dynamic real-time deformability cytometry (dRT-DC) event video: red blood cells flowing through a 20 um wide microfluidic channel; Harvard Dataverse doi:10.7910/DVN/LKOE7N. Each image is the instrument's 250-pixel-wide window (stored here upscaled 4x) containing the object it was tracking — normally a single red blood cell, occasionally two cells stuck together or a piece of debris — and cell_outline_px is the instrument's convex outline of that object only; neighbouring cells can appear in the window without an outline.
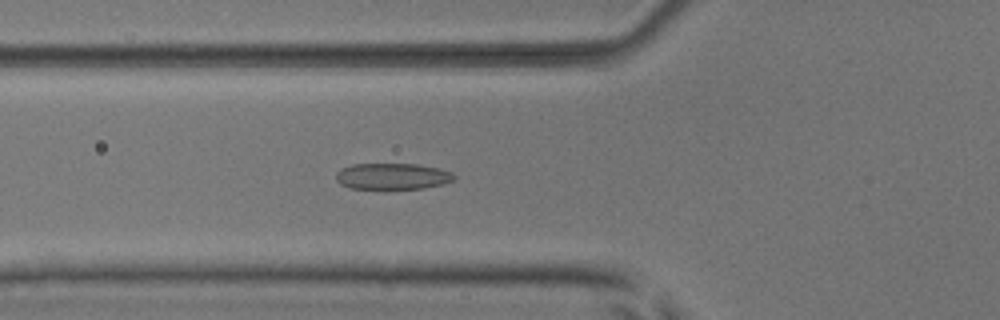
{"species": "common noctule bat (a hibernating species)", "species_latin": "Nyctalus noctula", "temperature_condition": "room temperature", "stored_images_in_passage": 53, "camera_frame_rate_fps": 3000, "um_per_image_px": 0.085, "animal": {"sex": "male", "body_mass_g": 17.9, "forearm_length_mm": 54.2}, "frame": {"image": 1, "passage_image": 20, "time_ms": 6.333, "image_size_px": [1000, 320], "cell_outline_px": [[456, 176], [452, 180], [444, 184], [424, 188], [348, 188], [340, 184], [336, 180], [336, 172], [340, 168], [352, 164], [416, 164], [440, 168], [452, 172]], "centroid_in_image_um": [33.34, 14.97], "position_along_channel_um": 92.5, "area_um2": 18.09}}
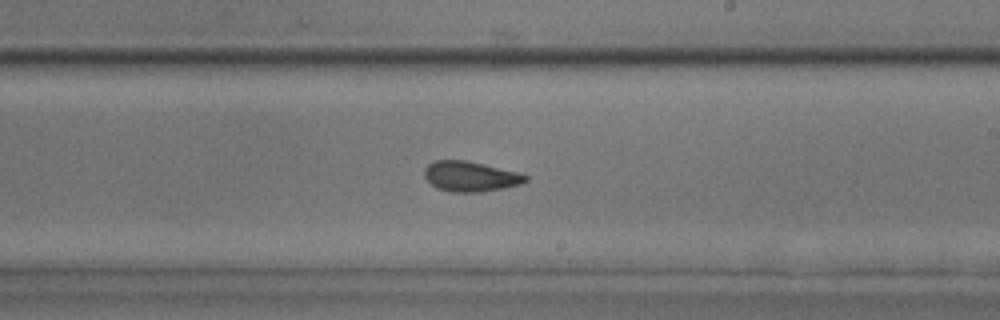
{"frame": {"image": 2, "passage_image": 32, "time_ms": 10.333, "image_size_px": [1000, 320], "cell_outline_px": [[528, 180], [520, 184], [504, 188], [480, 192], [452, 192], [436, 188], [424, 176], [424, 168], [428, 164], [436, 160], [464, 160], [516, 172], [528, 176]], "centroid_in_image_um": [39.95, 15.0], "position_along_channel_um": 249.0, "area_um2": 17.57}}
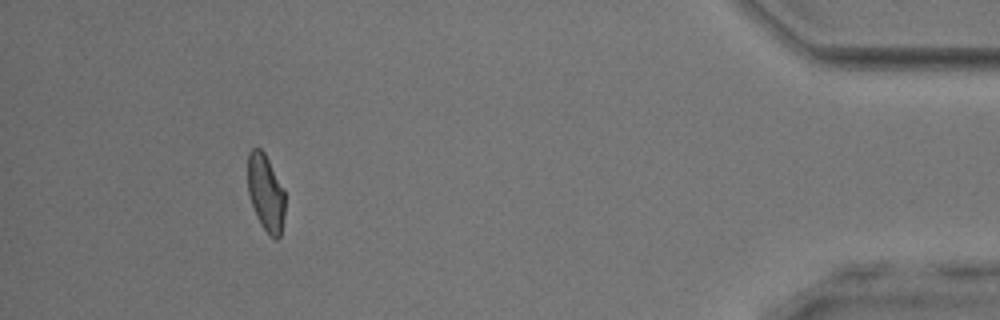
{"frame": {"image": 3, "passage_image": 49, "time_ms": 16.0, "image_size_px": [1000, 320], "cell_outline_px": [[284, 216], [280, 236], [276, 240], [268, 236], [260, 224], [256, 216], [248, 192], [248, 152], [252, 148], [260, 148], [264, 152], [284, 188]], "centroid_in_image_um": [22.59, 16.41], "position_along_channel_um": 412.6, "area_um2": 16.82}, "authors_computed_cell_mechanics": {"area_um2": 18.0914, "velocity_mm_per_s": 3.9277, "shape_relaxation_time_tau1_ms": 2.7602, "shape_relaxation_time_tau2_ms": 1.7364, "deformation_change_tau1": 0.1193, "deformation_change_tau2": 0.0859}}